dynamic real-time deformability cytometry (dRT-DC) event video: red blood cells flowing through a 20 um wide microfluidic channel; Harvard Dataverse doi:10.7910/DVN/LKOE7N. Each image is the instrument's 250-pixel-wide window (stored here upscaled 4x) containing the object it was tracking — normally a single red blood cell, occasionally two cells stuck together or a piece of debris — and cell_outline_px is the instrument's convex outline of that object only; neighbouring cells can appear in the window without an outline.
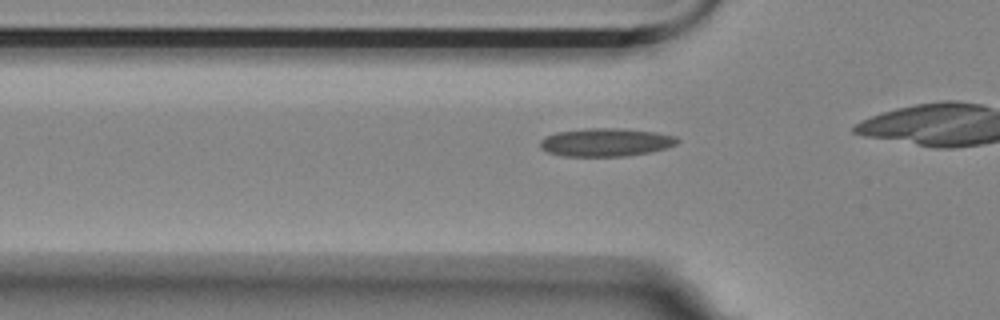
{"species": "Egyptian fruit bat (a non-hibernating species)", "species_latin": "Rousettus aegyptiacus", "temperature_condition": "room temperature", "stored_images_in_passage": 29, "camera_frame_rate_fps": 3000, "um_per_image_px": 0.085, "animal": {"sex": "female"}, "frame": {"image": 1, "passage_image": 2, "time_ms": 0.333, "image_size_px": [1000, 320], "cell_outline_px": [[680, 140], [676, 144], [664, 148], [648, 152], [628, 156], [564, 156], [548, 152], [540, 148], [540, 140], [556, 132], [588, 128], [616, 128], [652, 132], [676, 136]], "centroid_in_image_um": [51.47, 12.1], "position_along_channel_um": 74.3, "area_um2": 22.25}}
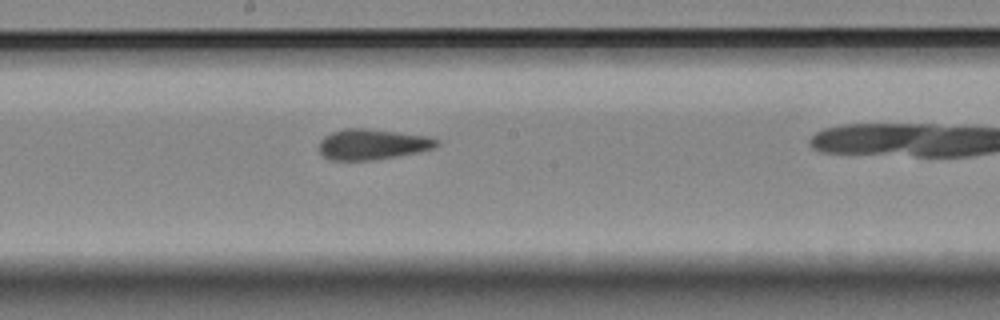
{"frame": {"image": 2, "passage_image": 14, "time_ms": 4.333, "image_size_px": [1000, 320], "cell_outline_px": [[440, 144], [432, 148], [416, 152], [396, 156], [372, 160], [332, 160], [324, 156], [320, 152], [320, 140], [324, 136], [332, 132], [344, 128], [364, 128], [428, 136], [440, 140]], "centroid_in_image_um": [31.64, 12.26], "position_along_channel_um": 216.6, "area_um2": 20.75}}
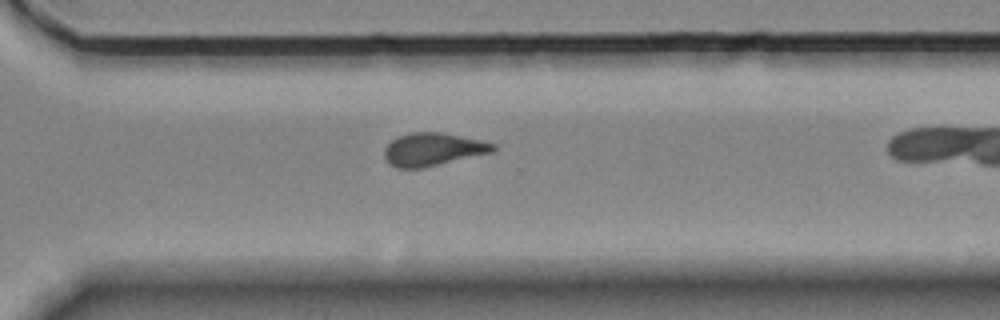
{"frame": {"image": 3, "passage_image": 24, "time_ms": 7.667, "image_size_px": [1000, 320], "cell_outline_px": [[496, 148], [492, 152], [424, 168], [396, 168], [388, 164], [384, 156], [384, 148], [392, 140], [400, 136], [412, 132], [440, 132], [480, 140], [496, 144]], "centroid_in_image_um": [36.77, 12.71], "position_along_channel_um": 333.8, "area_um2": 20.81}}